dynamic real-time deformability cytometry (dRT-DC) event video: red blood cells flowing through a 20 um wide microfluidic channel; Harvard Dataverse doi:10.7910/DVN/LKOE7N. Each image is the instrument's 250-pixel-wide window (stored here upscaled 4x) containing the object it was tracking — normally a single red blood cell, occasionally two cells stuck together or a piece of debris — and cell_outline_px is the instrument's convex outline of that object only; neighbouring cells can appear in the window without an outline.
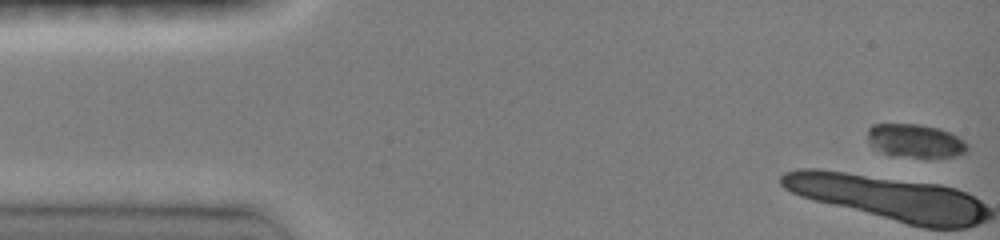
{"species": "common noctule bat (a hibernating species)", "species_latin": "Nyctalus noctula", "temperature_condition": "room temperature", "stored_images_in_passage": 29, "camera_frame_rate_fps": 3000, "um_per_image_px": 0.085, "animal": {"sex": "female", "body_mass_g": 19.0, "forearm_length_mm": 51.5}, "frame": {"image": 1, "passage_image": 1, "time_ms": 0.0, "image_size_px": [1000, 240], "cell_outline_px": [[968, 148], [964, 152], [952, 156], [912, 156], [884, 152], [872, 144], [868, 140], [868, 128], [872, 124], [916, 124], [940, 128], [956, 136], [968, 144]], "centroid_in_image_um": [77.8, 11.92], "position_along_channel_um": 7.2, "area_um2": 18.55}}